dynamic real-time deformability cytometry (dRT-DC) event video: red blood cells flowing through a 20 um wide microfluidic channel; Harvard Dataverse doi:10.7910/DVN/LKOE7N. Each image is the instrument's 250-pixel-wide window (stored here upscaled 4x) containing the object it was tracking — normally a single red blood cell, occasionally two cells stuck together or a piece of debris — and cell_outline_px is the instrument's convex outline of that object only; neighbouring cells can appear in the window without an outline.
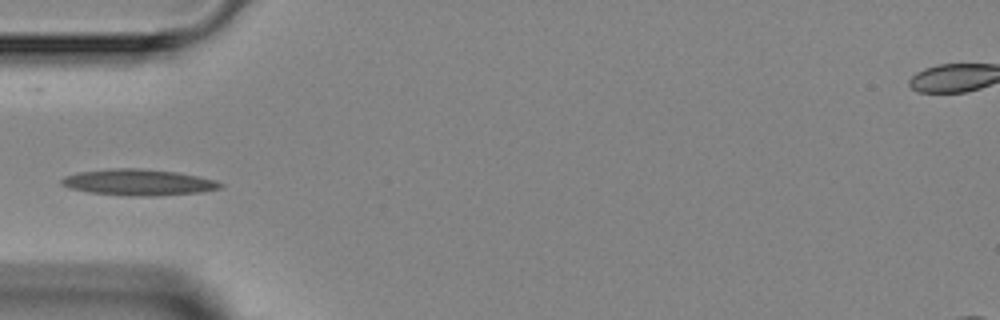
{"species": "Egyptian fruit bat (a non-hibernating species)", "species_latin": "Rousettus aegyptiacus", "temperature_condition": "room temperature", "stored_images_in_passage": 4, "camera_frame_rate_fps": 3000, "um_per_image_px": 0.085, "animal": {"sex": "female"}, "frame": {"image": 1, "passage_image": 4, "time_ms": 3.667, "image_size_px": [1000, 320], "cell_outline_px": [[224, 184], [220, 188], [200, 192], [156, 196], [124, 196], [88, 192], [68, 188], [60, 184], [60, 180], [64, 176], [80, 172], [116, 168], [140, 168], [176, 172], [200, 176]], "centroid_in_image_um": [11.73, 15.5], "position_along_channel_um": 73.3, "area_um2": 24.28}}